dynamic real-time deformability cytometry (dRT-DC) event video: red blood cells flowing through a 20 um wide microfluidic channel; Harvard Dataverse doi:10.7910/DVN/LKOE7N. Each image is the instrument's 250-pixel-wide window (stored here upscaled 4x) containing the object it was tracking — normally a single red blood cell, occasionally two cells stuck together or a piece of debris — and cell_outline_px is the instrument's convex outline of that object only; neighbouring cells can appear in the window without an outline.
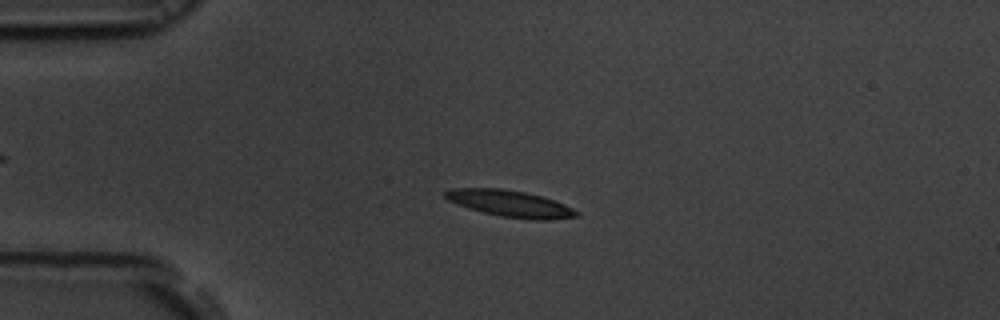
{"species": "common noctule bat (a hibernating species)", "species_latin": "Nyctalus noctula", "temperature_condition": "room temperature", "stored_images_in_passage": 55, "camera_frame_rate_fps": 3000, "um_per_image_px": 0.085, "animal": {"sex": "male", "body_mass_g": 19.5, "forearm_length_mm": 54.6}, "frame": {"image": 1, "passage_image": 13, "time_ms": 4.0, "image_size_px": [1000, 320], "cell_outline_px": [[580, 216], [548, 220], [532, 220], [500, 216], [468, 208], [456, 204], [448, 200], [444, 196], [444, 192], [452, 188], [504, 188], [544, 196], [564, 204], [580, 212]], "centroid_in_image_um": [43.39, 17.3], "position_along_channel_um": 41.6, "area_um2": 20.46}}
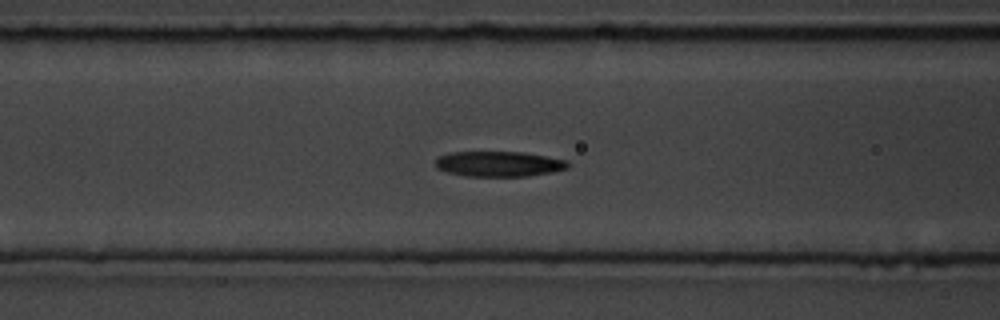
{"frame": {"image": 2, "passage_image": 22, "time_ms": 7.0, "image_size_px": [1000, 320], "cell_outline_px": [[568, 168], [552, 172], [524, 176], [464, 176], [448, 172], [436, 168], [436, 156], [448, 152], [524, 152], [568, 160]], "centroid_in_image_um": [42.37, 13.92], "position_along_channel_um": 124.2, "area_um2": 19.59}}
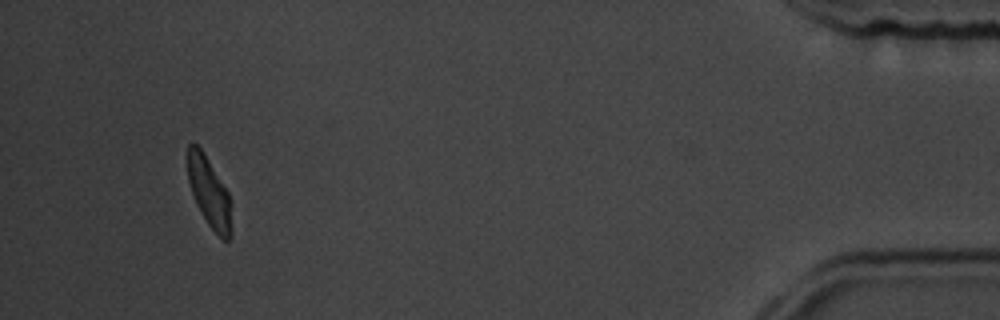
{"frame": {"image": 3, "passage_image": 52, "time_ms": 17.0, "image_size_px": [1000, 320], "cell_outline_px": [[232, 236], [228, 240], [224, 240], [208, 224], [200, 212], [196, 204], [188, 180], [188, 144], [192, 140], [204, 152], [228, 192], [232, 232]], "centroid_in_image_um": [17.77, 16.32], "position_along_channel_um": 417.4, "area_um2": 17.63}, "authors_computed_cell_mechanics": {"area_um2": 19.5364, "velocity_mm_per_s": 3.6557, "shape_relaxation_time_tau1_ms": 3.5773, "shape_relaxation_time_tau2_ms": 4.8223, "deformation_change_tau1": 0.1447, "deformation_change_tau2": 0.0901}}